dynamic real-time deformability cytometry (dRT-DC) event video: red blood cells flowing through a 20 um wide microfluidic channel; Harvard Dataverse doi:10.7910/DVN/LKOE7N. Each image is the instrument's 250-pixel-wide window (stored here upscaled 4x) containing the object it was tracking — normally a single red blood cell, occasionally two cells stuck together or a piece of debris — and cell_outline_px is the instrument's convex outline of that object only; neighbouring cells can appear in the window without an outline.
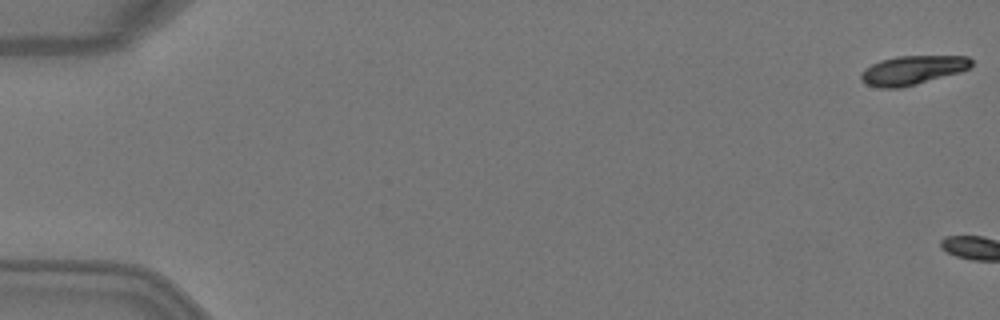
{"species": "Egyptian fruit bat (a non-hibernating species)", "species_latin": "Rousettus aegyptiacus", "temperature_condition": "warm", "stored_images_in_passage": 5, "camera_frame_rate_fps": 3000, "um_per_image_px": 0.085, "animal": {"sex": "female"}, "frame": {"image": 1, "passage_image": 1, "time_ms": 0.0, "image_size_px": [1000, 320], "cell_outline_px": [[972, 64], [968, 68], [960, 72], [916, 84], [900, 88], [880, 88], [868, 84], [860, 80], [860, 72], [864, 68], [880, 60], [896, 56], [968, 56], [972, 60]], "centroid_in_image_um": [77.52, 5.96], "position_along_channel_um": 7.5, "area_um2": 18.67}}